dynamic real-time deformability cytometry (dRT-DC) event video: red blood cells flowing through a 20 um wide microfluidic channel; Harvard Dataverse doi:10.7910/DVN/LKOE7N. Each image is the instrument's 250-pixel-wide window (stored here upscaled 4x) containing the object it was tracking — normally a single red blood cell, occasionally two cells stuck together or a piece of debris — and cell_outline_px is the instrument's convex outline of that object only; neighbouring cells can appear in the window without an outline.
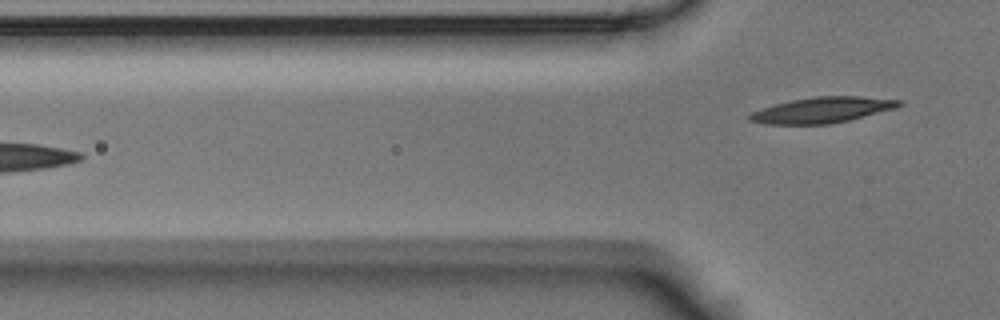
{"species": "Egyptian fruit bat (a non-hibernating species)", "species_latin": "Rousettus aegyptiacus", "temperature_condition": "room temperature", "stored_images_in_passage": 6, "camera_frame_rate_fps": 3000, "um_per_image_px": 0.085, "animal": {"sex": "male"}, "frame": {"image": 1, "passage_image": 6, "time_ms": 1.667, "image_size_px": [1000, 320], "cell_outline_px": [[904, 104], [896, 108], [848, 120], [828, 124], [764, 124], [748, 120], [744, 116], [752, 112], [776, 104], [792, 100], [816, 96], [860, 96], [900, 100]], "centroid_in_image_um": [69.87, 9.35], "position_along_channel_um": 55.9, "area_um2": 22.25}}